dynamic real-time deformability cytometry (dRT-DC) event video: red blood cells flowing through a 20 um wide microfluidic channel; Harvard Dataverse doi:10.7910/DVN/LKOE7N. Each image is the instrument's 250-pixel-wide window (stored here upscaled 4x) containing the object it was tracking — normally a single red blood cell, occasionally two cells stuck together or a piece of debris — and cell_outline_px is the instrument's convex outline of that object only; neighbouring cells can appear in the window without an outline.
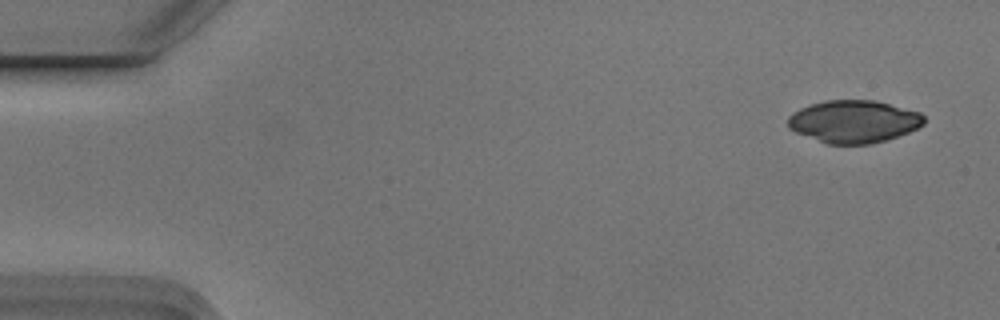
{"species": "Egyptian fruit bat (a non-hibernating species)", "species_latin": "Rousettus aegyptiacus", "temperature_condition": "cold", "stored_images_in_passage": 7, "camera_frame_rate_fps": 3000, "um_per_image_px": 0.085, "animal": {"sex": "male"}, "frame": {"image": 1, "passage_image": 1, "time_ms": 0.0, "image_size_px": [1000, 320], "cell_outline_px": [[924, 124], [908, 132], [884, 140], [868, 144], [828, 144], [796, 132], [788, 128], [788, 116], [792, 112], [800, 108], [824, 100], [876, 100], [920, 112], [924, 116]], "centroid_in_image_um": [72.55, 10.31], "position_along_channel_um": 12.4, "area_um2": 33.58}}